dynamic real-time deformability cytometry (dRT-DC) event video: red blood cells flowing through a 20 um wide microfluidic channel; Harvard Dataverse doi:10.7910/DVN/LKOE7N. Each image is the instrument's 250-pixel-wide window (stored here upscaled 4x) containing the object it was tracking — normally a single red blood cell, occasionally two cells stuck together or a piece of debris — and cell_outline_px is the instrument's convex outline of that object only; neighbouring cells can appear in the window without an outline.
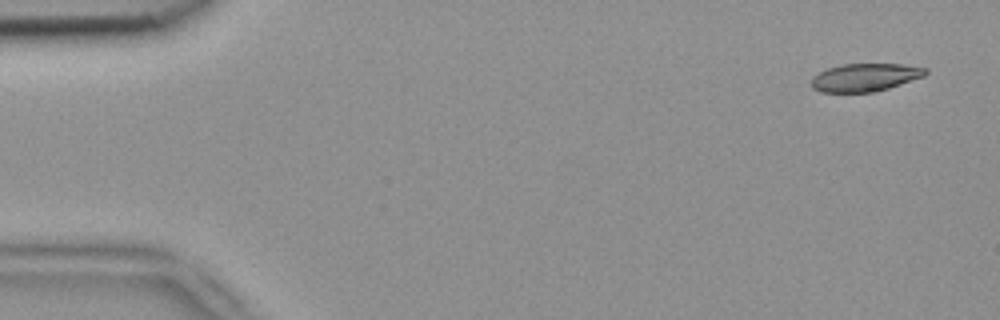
{"species": "common noctule bat (a hibernating species)", "species_latin": "Nyctalus noctula", "temperature_condition": "room temperature", "stored_images_in_passage": 5, "camera_frame_rate_fps": 3000, "um_per_image_px": 0.085, "animal": {"sex": "female", "body_mass_g": 18.4}, "frame": {"image": 1, "passage_image": 1, "time_ms": 0.0, "image_size_px": [1000, 320], "cell_outline_px": [[928, 72], [924, 76], [888, 88], [872, 92], [820, 92], [812, 88], [812, 76], [828, 68], [844, 64], [904, 64], [928, 68]], "centroid_in_image_um": [73.54, 6.57], "position_along_channel_um": 11.5, "area_um2": 18.5}}
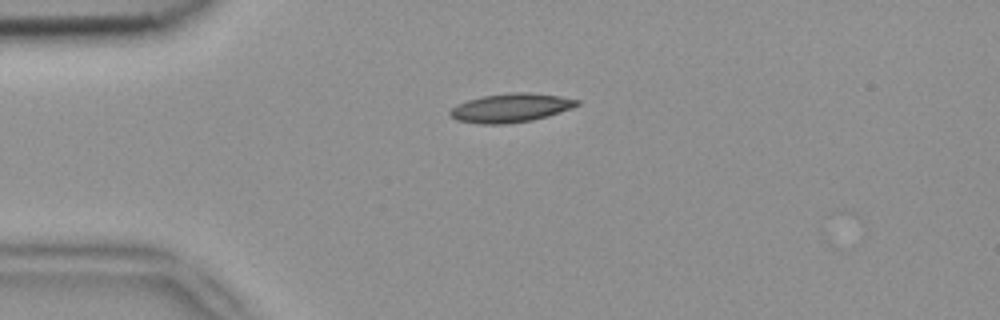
{"frame": {"image": 2, "passage_image": 4, "time_ms": 1.0, "image_size_px": [1000, 320], "cell_outline_px": [[580, 104], [572, 108], [548, 116], [532, 120], [504, 124], [480, 124], [456, 120], [448, 112], [456, 104], [468, 100], [484, 96], [512, 92], [528, 92], [560, 96], [580, 100]], "centroid_in_image_um": [43.42, 9.17], "position_along_channel_um": 41.6, "area_um2": 21.27}}